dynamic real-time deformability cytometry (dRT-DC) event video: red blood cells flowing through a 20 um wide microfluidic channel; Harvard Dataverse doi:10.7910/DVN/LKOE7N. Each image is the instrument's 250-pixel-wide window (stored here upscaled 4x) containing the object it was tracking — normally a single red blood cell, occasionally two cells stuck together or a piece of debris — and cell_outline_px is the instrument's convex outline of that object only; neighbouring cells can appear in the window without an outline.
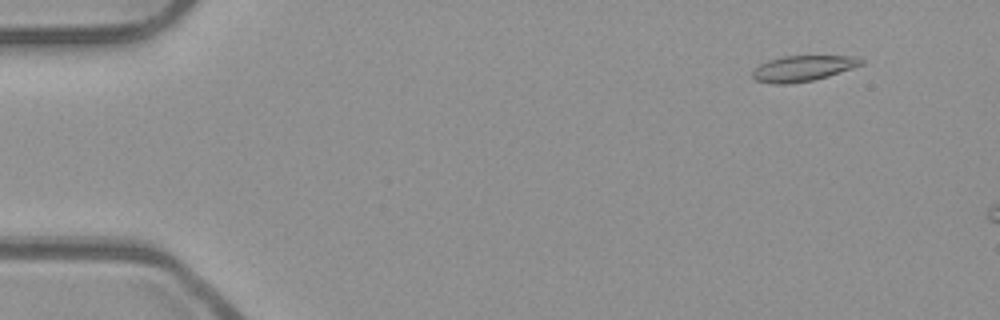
{"species": "common noctule bat (a hibernating species)", "species_latin": "Nyctalus noctula", "temperature_condition": "room temperature", "stored_images_in_passage": 11, "camera_frame_rate_fps": 3000, "um_per_image_px": 0.085, "animal": {"sex": "male", "body_mass_g": 23.1, "forearm_length_mm": 52.7}, "frame": {"image": 1, "passage_image": 5, "time_ms": 1.333, "image_size_px": [1000, 320], "cell_outline_px": [[864, 64], [828, 76], [812, 80], [784, 84], [776, 84], [756, 80], [752, 76], [752, 72], [760, 64], [768, 60], [780, 56], [860, 56], [864, 60]], "centroid_in_image_um": [68.27, 5.79], "position_along_channel_um": 16.7, "area_um2": 16.18}}